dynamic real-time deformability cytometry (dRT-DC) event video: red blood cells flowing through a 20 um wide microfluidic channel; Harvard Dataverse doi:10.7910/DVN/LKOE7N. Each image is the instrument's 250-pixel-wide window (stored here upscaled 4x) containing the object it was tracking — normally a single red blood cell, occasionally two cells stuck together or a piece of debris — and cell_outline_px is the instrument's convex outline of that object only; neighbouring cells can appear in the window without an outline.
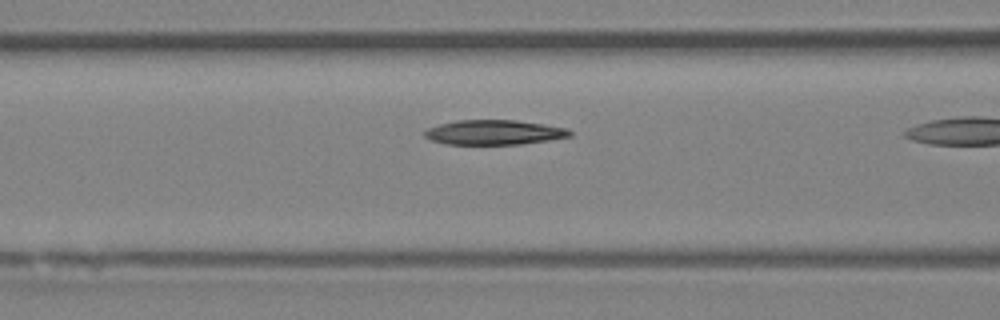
{"species": "Egyptian fruit bat (a non-hibernating species)", "species_latin": "Rousettus aegyptiacus", "temperature_condition": "room temperature", "stored_images_in_passage": 13, "camera_frame_rate_fps": 3000, "um_per_image_px": 0.085, "animal": {"sex": "female"}, "frame": {"image": 1, "passage_image": 11, "time_ms": 3.333, "image_size_px": [1000, 320], "cell_outline_px": [[572, 136], [548, 140], [520, 144], [448, 144], [432, 140], [424, 136], [424, 132], [428, 128], [440, 124], [456, 120], [516, 120], [544, 124], [568, 128], [572, 132]], "centroid_in_image_um": [42.03, 11.24], "position_along_channel_um": 124.6, "area_um2": 20.87}}